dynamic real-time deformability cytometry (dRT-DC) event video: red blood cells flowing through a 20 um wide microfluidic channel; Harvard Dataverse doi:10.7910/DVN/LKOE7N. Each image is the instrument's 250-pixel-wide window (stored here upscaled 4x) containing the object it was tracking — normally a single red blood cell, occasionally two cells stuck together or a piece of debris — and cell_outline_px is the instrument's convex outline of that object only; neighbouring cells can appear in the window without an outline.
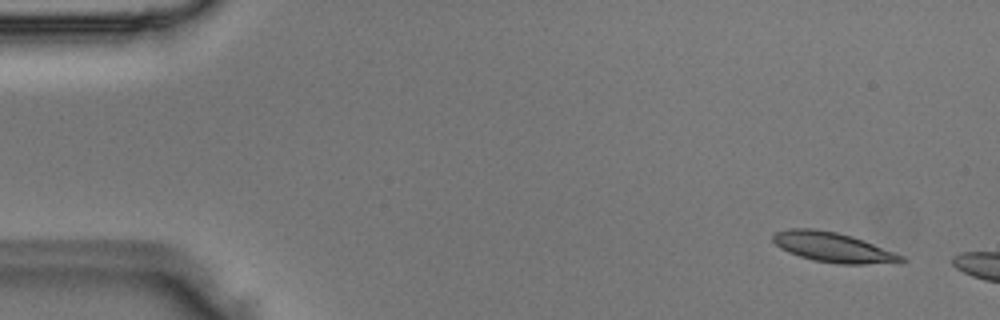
{"species": "Egyptian fruit bat (a non-hibernating species)", "species_latin": "Rousettus aegyptiacus", "temperature_condition": "room temperature", "stored_images_in_passage": 2, "camera_frame_rate_fps": 3000, "um_per_image_px": 0.085, "animal": {"sex": "male"}, "frame": {"image": 1, "passage_image": 1, "time_ms": 0.0, "image_size_px": [1000, 320], "cell_outline_px": [[908, 260], [904, 264], [836, 264], [812, 260], [788, 252], [780, 248], [772, 240], [772, 236], [776, 232], [788, 228], [812, 228], [836, 232], [852, 236], [864, 240], [904, 256]], "centroid_in_image_um": [70.88, 21.04], "position_along_channel_um": 14.1, "area_um2": 22.72}}